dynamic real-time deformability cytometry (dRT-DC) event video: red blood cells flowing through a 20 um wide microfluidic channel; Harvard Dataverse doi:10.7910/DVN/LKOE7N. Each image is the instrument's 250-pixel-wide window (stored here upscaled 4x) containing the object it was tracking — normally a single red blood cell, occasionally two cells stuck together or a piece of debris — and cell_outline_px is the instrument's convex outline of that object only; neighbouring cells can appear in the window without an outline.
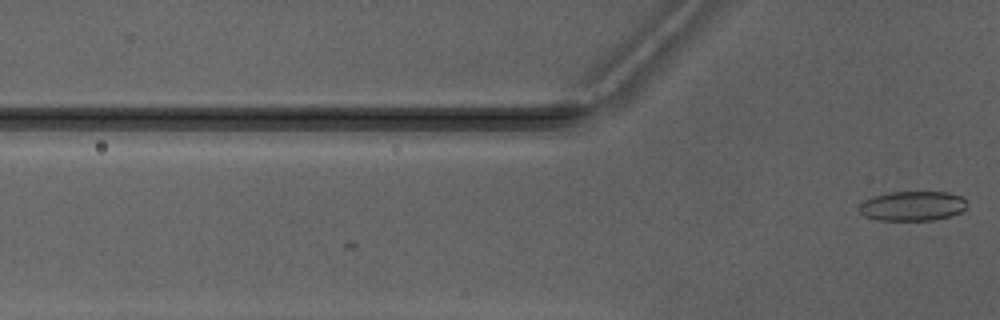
{"species": "Egyptian fruit bat (a non-hibernating species)", "species_latin": "Rousettus aegyptiacus", "temperature_condition": "warm", "stored_images_in_passage": 4, "camera_frame_rate_fps": 3000, "um_per_image_px": 0.085, "animal": {"sex": "male"}, "frame": {"image": 1, "passage_image": 4, "time_ms": 3.333, "image_size_px": [1000, 320], "cell_outline_px": [[968, 204], [960, 212], [936, 220], [880, 220], [864, 216], [856, 208], [864, 200], [872, 196], [888, 192], [948, 192], [960, 196]], "centroid_in_image_um": [77.51, 17.5], "position_along_channel_um": 48.3, "area_um2": 18.67}}